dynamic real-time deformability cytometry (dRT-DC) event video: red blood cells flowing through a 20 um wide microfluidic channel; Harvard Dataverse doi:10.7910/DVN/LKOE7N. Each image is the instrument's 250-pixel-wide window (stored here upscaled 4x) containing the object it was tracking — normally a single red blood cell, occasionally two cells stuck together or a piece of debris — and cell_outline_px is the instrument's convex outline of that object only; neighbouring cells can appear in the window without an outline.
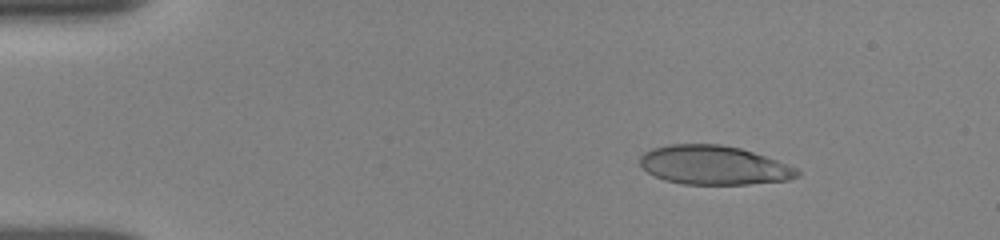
{"species": "human", "species_latin": "Homo sapiens", "temperature_condition": "room temperature", "stored_images_in_passage": 65, "camera_frame_rate_fps": 3000, "um_per_image_px": 0.085, "donor": {"sex": "female"}, "frame": {"image": 1, "passage_image": 3, "time_ms": 0.333, "image_size_px": [1000, 240], "cell_outline_px": [[800, 176], [788, 180], [748, 184], [684, 184], [664, 180], [648, 172], [640, 164], [640, 156], [644, 152], [652, 148], [668, 144], [720, 144], [740, 148], [788, 164], [796, 168], [800, 172]], "centroid_in_image_um": [60.67, 14.04], "position_along_channel_um": 24.3, "area_um2": 35.66}}
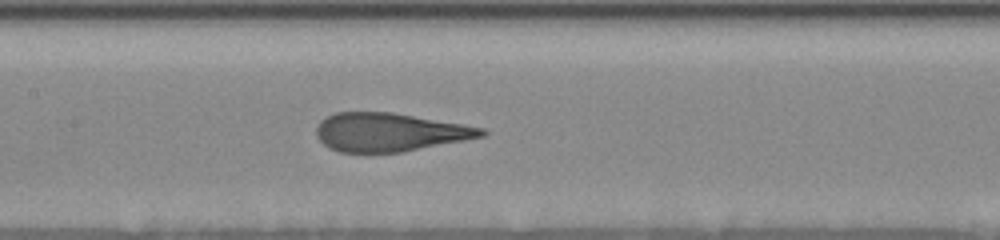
{"frame": {"image": 2, "passage_image": 28, "time_ms": 6.333, "image_size_px": [1000, 240], "cell_outline_px": [[488, 132], [484, 136], [404, 152], [340, 152], [328, 148], [316, 136], [316, 128], [320, 120], [336, 112], [392, 112], [484, 128]], "centroid_in_image_um": [33.09, 11.24], "position_along_channel_um": 174.3, "area_um2": 36.88}}
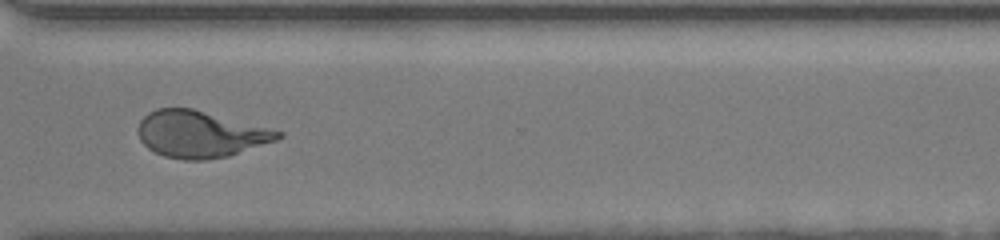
{"frame": {"image": 3, "passage_image": 64, "time_ms": 11.0, "image_size_px": [1000, 240], "cell_outline_px": [[284, 136], [276, 140], [228, 156], [208, 160], [184, 160], [164, 156], [148, 148], [140, 140], [136, 132], [136, 128], [140, 120], [148, 112], [156, 108], [192, 108], [284, 132]], "centroid_in_image_um": [16.98, 11.4], "position_along_channel_um": 353.6, "area_um2": 38.03}}